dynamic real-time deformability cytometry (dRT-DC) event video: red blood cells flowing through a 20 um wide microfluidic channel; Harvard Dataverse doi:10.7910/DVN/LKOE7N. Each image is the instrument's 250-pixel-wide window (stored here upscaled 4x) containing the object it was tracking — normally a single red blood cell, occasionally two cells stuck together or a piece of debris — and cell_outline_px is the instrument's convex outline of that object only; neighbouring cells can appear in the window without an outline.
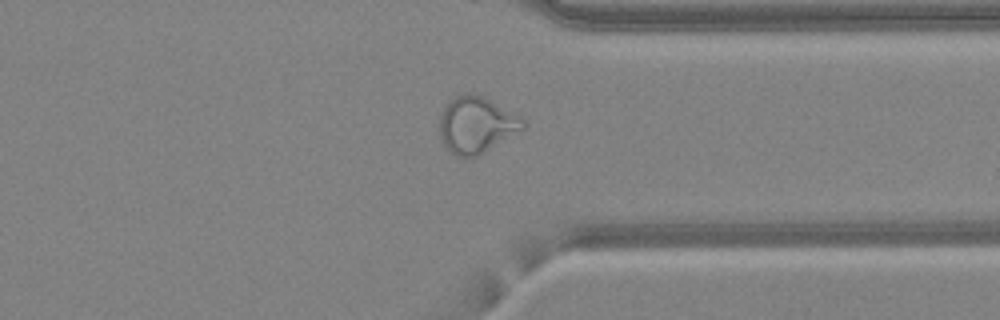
{"species": "common noctule bat (a hibernating species)", "species_latin": "Nyctalus noctula", "temperature_condition": "warm", "stored_images_in_passage": 48, "camera_frame_rate_fps": 3000, "um_per_image_px": 0.085, "animal": {"sex": "female", "body_mass_g": 24.6, "forearm_length_mm": 56.2}, "frame": {"image": 1, "passage_image": 37, "time_ms": 12.0, "image_size_px": [1000, 320], "cell_outline_px": [[524, 128], [484, 152], [476, 156], [456, 156], [444, 144], [440, 136], [440, 116], [444, 104], [456, 96], [464, 92], [468, 92], [484, 96], [520, 116], [524, 120]], "centroid_in_image_um": [40.47, 10.57], "position_along_channel_um": 370.9, "area_um2": 27.17}}
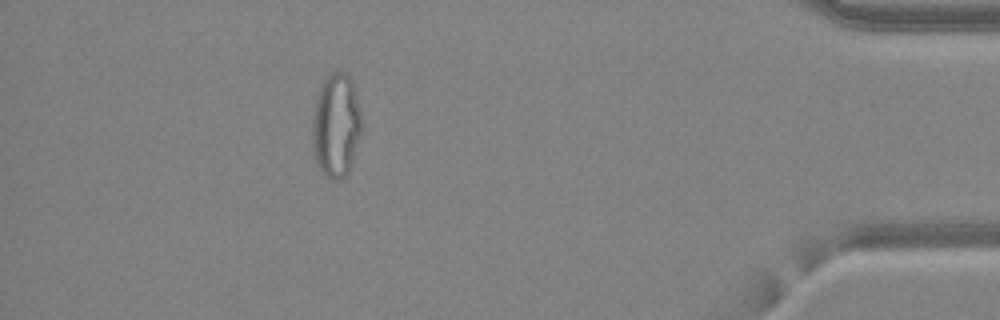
{"frame": {"image": 2, "passage_image": 43, "time_ms": 14.0, "image_size_px": [1000, 320], "cell_outline_px": [[364, 124], [348, 172], [340, 180], [332, 180], [320, 168], [316, 160], [312, 148], [312, 116], [316, 96], [320, 84], [332, 72], [344, 72], [352, 80], [360, 108]], "centroid_in_image_um": [28.57, 10.63], "position_along_channel_um": 406.6, "area_um2": 30.11}, "authors_computed_cell_mechanics": {"area_um2": 29.3335, "velocity_mm_per_s": 4.3015, "shape_relaxation_time_tau1_ms": null, "shape_relaxation_time_tau2_ms": 1.2387, "deformation_change_tau1": null, "deformation_change_tau2": 0.0834}}